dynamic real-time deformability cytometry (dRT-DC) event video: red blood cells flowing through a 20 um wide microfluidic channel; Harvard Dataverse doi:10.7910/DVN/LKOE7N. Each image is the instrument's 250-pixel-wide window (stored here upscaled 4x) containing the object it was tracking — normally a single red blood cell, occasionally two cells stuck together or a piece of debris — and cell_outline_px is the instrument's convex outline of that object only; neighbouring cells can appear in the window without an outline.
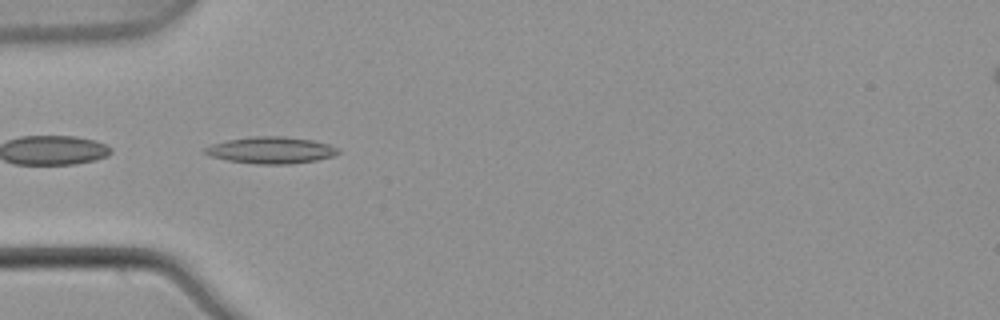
{"species": "common noctule bat (a hibernating species)", "species_latin": "Nyctalus noctula", "temperature_condition": "warm", "stored_images_in_passage": 3, "camera_frame_rate_fps": 3000, "um_per_image_px": 0.085, "animal": {"sex": "male", "body_mass_g": 21.5, "forearm_length_mm": 52.0}, "frame": {"image": 1, "passage_image": 2, "time_ms": 0.333, "image_size_px": [1000, 320], "cell_outline_px": [[340, 152], [332, 156], [316, 160], [292, 164], [256, 164], [228, 160], [212, 156], [204, 152], [204, 148], [212, 144], [228, 140], [252, 136], [280, 136], [312, 140], [328, 144], [336, 148]], "centroid_in_image_um": [23.03, 12.76], "position_along_channel_um": 62.0, "area_um2": 20.46}}